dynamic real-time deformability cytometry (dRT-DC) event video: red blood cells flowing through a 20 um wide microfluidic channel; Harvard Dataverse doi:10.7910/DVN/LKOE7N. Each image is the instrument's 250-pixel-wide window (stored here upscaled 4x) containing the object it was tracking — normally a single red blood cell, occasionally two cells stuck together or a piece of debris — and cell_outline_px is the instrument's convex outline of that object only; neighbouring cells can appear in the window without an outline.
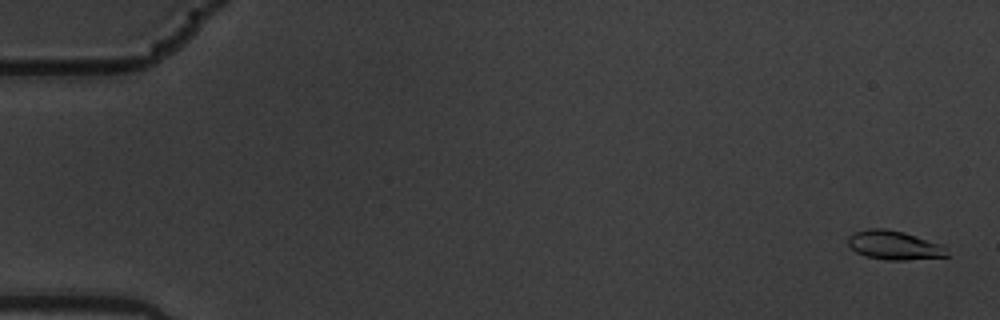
{"species": "common noctule bat (a hibernating species)", "species_latin": "Nyctalus noctula", "temperature_condition": "warm", "stored_images_in_passage": 6, "camera_frame_rate_fps": 3000, "um_per_image_px": 0.085, "animal": {"sex": "male", "body_mass_g": 19.5, "forearm_length_mm": 54.6}, "frame": {"image": 1, "passage_image": 1, "time_ms": 0.0, "image_size_px": [1000, 320], "cell_outline_px": [[948, 256], [904, 260], [888, 260], [864, 256], [856, 252], [848, 244], [848, 236], [856, 232], [868, 228], [884, 228], [904, 232], [944, 244]], "centroid_in_image_um": [76.01, 20.83], "position_along_channel_um": 9.0, "area_um2": 16.76}}
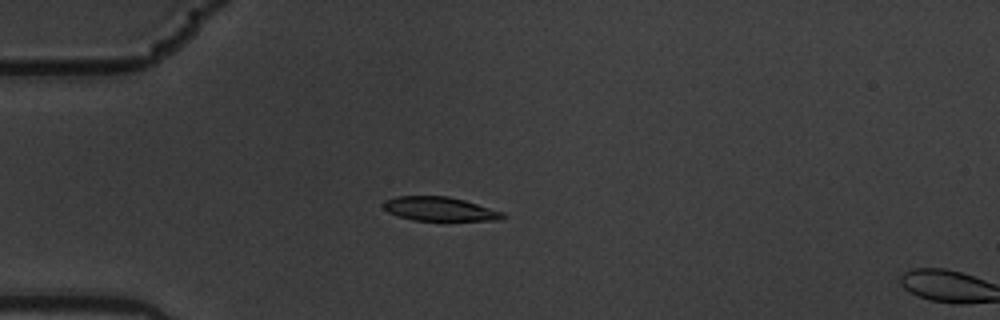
{"frame": {"image": 2, "passage_image": 5, "time_ms": 1.333, "image_size_px": [1000, 320], "cell_outline_px": [[508, 216], [500, 220], [412, 220], [388, 212], [384, 208], [384, 200], [396, 196], [448, 196], [464, 200], [504, 212]], "centroid_in_image_um": [37.4, 17.76], "position_along_channel_um": 47.6, "area_um2": 16.59}}